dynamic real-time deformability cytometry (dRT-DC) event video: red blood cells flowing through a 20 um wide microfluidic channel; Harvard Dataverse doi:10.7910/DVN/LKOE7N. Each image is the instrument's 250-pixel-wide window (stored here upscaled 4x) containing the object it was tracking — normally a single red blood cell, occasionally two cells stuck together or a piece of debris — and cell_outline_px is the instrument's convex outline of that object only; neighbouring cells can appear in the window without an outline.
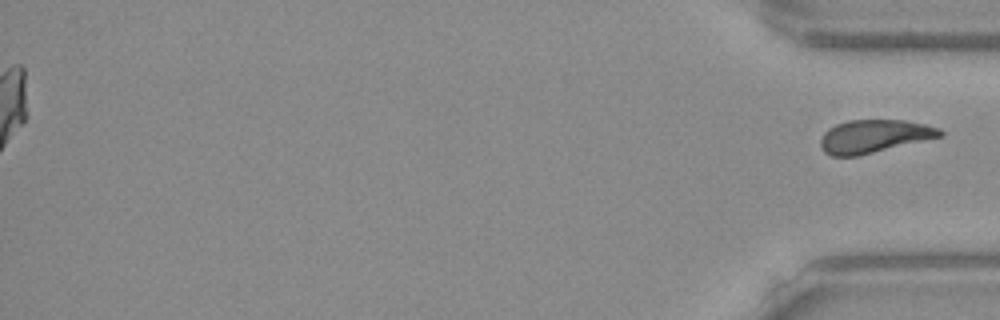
{"species": "Egyptian fruit bat (a non-hibernating species)", "species_latin": "Rousettus aegyptiacus", "temperature_condition": "warm", "stored_images_in_passage": 53, "segment_of_instrument_passage": [2, 2], "camera_frame_rate_fps": 3000, "um_per_image_px": 0.085, "frame": {"image": 1, "passage_image": 53, "time_ms": 17.333, "image_size_px": [1000, 320], "cell_outline_px": [[944, 136], [860, 156], [832, 156], [824, 152], [820, 144], [820, 140], [824, 132], [828, 128], [836, 124], [848, 120], [904, 120], [924, 124], [940, 128], [944, 132]], "centroid_in_image_um": [74.31, 11.59], "position_along_channel_um": 360.9, "area_um2": 23.29}}